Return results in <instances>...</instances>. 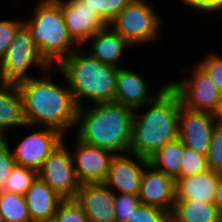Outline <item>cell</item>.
Masks as SVG:
<instances>
[{"instance_id":"6da1fadb","label":"cell","mask_w":222,"mask_h":222,"mask_svg":"<svg viewBox=\"0 0 222 222\" xmlns=\"http://www.w3.org/2000/svg\"><path fill=\"white\" fill-rule=\"evenodd\" d=\"M55 72L62 75L64 85L54 82ZM42 74L17 83L26 123L33 127L53 128L66 136L68 131L74 132L79 107L58 67H50Z\"/></svg>"},{"instance_id":"7a4b0ae2","label":"cell","mask_w":222,"mask_h":222,"mask_svg":"<svg viewBox=\"0 0 222 222\" xmlns=\"http://www.w3.org/2000/svg\"><path fill=\"white\" fill-rule=\"evenodd\" d=\"M180 109L179 95L169 85L153 101L135 109L129 152L149 159L176 140Z\"/></svg>"},{"instance_id":"3957f363","label":"cell","mask_w":222,"mask_h":222,"mask_svg":"<svg viewBox=\"0 0 222 222\" xmlns=\"http://www.w3.org/2000/svg\"><path fill=\"white\" fill-rule=\"evenodd\" d=\"M134 112V109L116 102L79 107L75 136L114 154H127L132 141Z\"/></svg>"},{"instance_id":"277c9868","label":"cell","mask_w":222,"mask_h":222,"mask_svg":"<svg viewBox=\"0 0 222 222\" xmlns=\"http://www.w3.org/2000/svg\"><path fill=\"white\" fill-rule=\"evenodd\" d=\"M58 68L78 107L114 102L118 68L102 63L83 46L73 51Z\"/></svg>"},{"instance_id":"5b68a950","label":"cell","mask_w":222,"mask_h":222,"mask_svg":"<svg viewBox=\"0 0 222 222\" xmlns=\"http://www.w3.org/2000/svg\"><path fill=\"white\" fill-rule=\"evenodd\" d=\"M33 13L24 19L44 60L58 67L79 45L69 35L61 0H37Z\"/></svg>"},{"instance_id":"8992f818","label":"cell","mask_w":222,"mask_h":222,"mask_svg":"<svg viewBox=\"0 0 222 222\" xmlns=\"http://www.w3.org/2000/svg\"><path fill=\"white\" fill-rule=\"evenodd\" d=\"M149 2L133 0L109 24L133 47L161 41L165 19Z\"/></svg>"},{"instance_id":"52a82bcc","label":"cell","mask_w":222,"mask_h":222,"mask_svg":"<svg viewBox=\"0 0 222 222\" xmlns=\"http://www.w3.org/2000/svg\"><path fill=\"white\" fill-rule=\"evenodd\" d=\"M191 66L181 67V72L185 69L184 76L186 73L188 75L187 71H190V75L181 80L170 79L169 86L179 95L181 104L185 108L219 115L222 110V93L210 75L197 63Z\"/></svg>"},{"instance_id":"ba28073f","label":"cell","mask_w":222,"mask_h":222,"mask_svg":"<svg viewBox=\"0 0 222 222\" xmlns=\"http://www.w3.org/2000/svg\"><path fill=\"white\" fill-rule=\"evenodd\" d=\"M35 66L41 74L51 67L40 54L30 31L23 25L1 59L5 83L17 84L34 77L29 71Z\"/></svg>"},{"instance_id":"9c48e42d","label":"cell","mask_w":222,"mask_h":222,"mask_svg":"<svg viewBox=\"0 0 222 222\" xmlns=\"http://www.w3.org/2000/svg\"><path fill=\"white\" fill-rule=\"evenodd\" d=\"M30 134H25V138L19 140L11 151L14 161L18 165L39 171L43 162L53 153V151L65 140V135L60 131L48 127H33ZM34 128V130H33Z\"/></svg>"},{"instance_id":"30bf717a","label":"cell","mask_w":222,"mask_h":222,"mask_svg":"<svg viewBox=\"0 0 222 222\" xmlns=\"http://www.w3.org/2000/svg\"><path fill=\"white\" fill-rule=\"evenodd\" d=\"M63 141L43 162L38 177L63 199H74L79 189L73 157Z\"/></svg>"},{"instance_id":"8fae6325","label":"cell","mask_w":222,"mask_h":222,"mask_svg":"<svg viewBox=\"0 0 222 222\" xmlns=\"http://www.w3.org/2000/svg\"><path fill=\"white\" fill-rule=\"evenodd\" d=\"M73 138L74 142L70 151L79 184L104 183L115 154L80 141L76 136Z\"/></svg>"},{"instance_id":"7c38bea8","label":"cell","mask_w":222,"mask_h":222,"mask_svg":"<svg viewBox=\"0 0 222 222\" xmlns=\"http://www.w3.org/2000/svg\"><path fill=\"white\" fill-rule=\"evenodd\" d=\"M219 122L218 115L185 108L181 104L178 138L184 146L197 153L208 155L213 130Z\"/></svg>"},{"instance_id":"4fadbf2b","label":"cell","mask_w":222,"mask_h":222,"mask_svg":"<svg viewBox=\"0 0 222 222\" xmlns=\"http://www.w3.org/2000/svg\"><path fill=\"white\" fill-rule=\"evenodd\" d=\"M150 83L130 67L118 68L114 102L135 110L153 101L169 85L167 80L159 89L152 91Z\"/></svg>"},{"instance_id":"5bb4252c","label":"cell","mask_w":222,"mask_h":222,"mask_svg":"<svg viewBox=\"0 0 222 222\" xmlns=\"http://www.w3.org/2000/svg\"><path fill=\"white\" fill-rule=\"evenodd\" d=\"M148 159L136 154H115L105 184L114 193L138 194Z\"/></svg>"},{"instance_id":"9a60e30c","label":"cell","mask_w":222,"mask_h":222,"mask_svg":"<svg viewBox=\"0 0 222 222\" xmlns=\"http://www.w3.org/2000/svg\"><path fill=\"white\" fill-rule=\"evenodd\" d=\"M61 9L69 35L79 46L107 26L86 0H61Z\"/></svg>"},{"instance_id":"2e32d148","label":"cell","mask_w":222,"mask_h":222,"mask_svg":"<svg viewBox=\"0 0 222 222\" xmlns=\"http://www.w3.org/2000/svg\"><path fill=\"white\" fill-rule=\"evenodd\" d=\"M74 199L90 222H116L114 192L105 183L80 185Z\"/></svg>"},{"instance_id":"e0dca14e","label":"cell","mask_w":222,"mask_h":222,"mask_svg":"<svg viewBox=\"0 0 222 222\" xmlns=\"http://www.w3.org/2000/svg\"><path fill=\"white\" fill-rule=\"evenodd\" d=\"M138 196L141 203L172 213L175 206V181L148 164L141 179Z\"/></svg>"},{"instance_id":"ac0fdd59","label":"cell","mask_w":222,"mask_h":222,"mask_svg":"<svg viewBox=\"0 0 222 222\" xmlns=\"http://www.w3.org/2000/svg\"><path fill=\"white\" fill-rule=\"evenodd\" d=\"M90 47L88 49V47ZM85 50L104 64L123 67L122 56L134 48L110 25L94 34L84 45ZM87 47V48H86ZM131 48V49H130Z\"/></svg>"},{"instance_id":"d6986e66","label":"cell","mask_w":222,"mask_h":222,"mask_svg":"<svg viewBox=\"0 0 222 222\" xmlns=\"http://www.w3.org/2000/svg\"><path fill=\"white\" fill-rule=\"evenodd\" d=\"M24 196L31 222H53L58 206L64 200L39 177Z\"/></svg>"},{"instance_id":"ffe728a7","label":"cell","mask_w":222,"mask_h":222,"mask_svg":"<svg viewBox=\"0 0 222 222\" xmlns=\"http://www.w3.org/2000/svg\"><path fill=\"white\" fill-rule=\"evenodd\" d=\"M220 174L210 170L175 181V200L214 203Z\"/></svg>"},{"instance_id":"44dd1931","label":"cell","mask_w":222,"mask_h":222,"mask_svg":"<svg viewBox=\"0 0 222 222\" xmlns=\"http://www.w3.org/2000/svg\"><path fill=\"white\" fill-rule=\"evenodd\" d=\"M27 125L23 100L17 84L5 83L0 86V139L8 136L11 128ZM9 130V131H8Z\"/></svg>"},{"instance_id":"7402d4cb","label":"cell","mask_w":222,"mask_h":222,"mask_svg":"<svg viewBox=\"0 0 222 222\" xmlns=\"http://www.w3.org/2000/svg\"><path fill=\"white\" fill-rule=\"evenodd\" d=\"M171 222H222V214L215 203L175 200Z\"/></svg>"},{"instance_id":"603a6c76","label":"cell","mask_w":222,"mask_h":222,"mask_svg":"<svg viewBox=\"0 0 222 222\" xmlns=\"http://www.w3.org/2000/svg\"><path fill=\"white\" fill-rule=\"evenodd\" d=\"M183 152L184 144L181 139L177 138L160 148L148 161L154 169L176 181L180 178Z\"/></svg>"},{"instance_id":"cb8c5ba5","label":"cell","mask_w":222,"mask_h":222,"mask_svg":"<svg viewBox=\"0 0 222 222\" xmlns=\"http://www.w3.org/2000/svg\"><path fill=\"white\" fill-rule=\"evenodd\" d=\"M0 212L5 222H31L24 195L0 191Z\"/></svg>"},{"instance_id":"d4e9b609","label":"cell","mask_w":222,"mask_h":222,"mask_svg":"<svg viewBox=\"0 0 222 222\" xmlns=\"http://www.w3.org/2000/svg\"><path fill=\"white\" fill-rule=\"evenodd\" d=\"M37 177V171L15 164L9 176L5 179L2 190L25 195Z\"/></svg>"},{"instance_id":"484cf974","label":"cell","mask_w":222,"mask_h":222,"mask_svg":"<svg viewBox=\"0 0 222 222\" xmlns=\"http://www.w3.org/2000/svg\"><path fill=\"white\" fill-rule=\"evenodd\" d=\"M210 170L208 157L184 146L180 177H189Z\"/></svg>"},{"instance_id":"4316f807","label":"cell","mask_w":222,"mask_h":222,"mask_svg":"<svg viewBox=\"0 0 222 222\" xmlns=\"http://www.w3.org/2000/svg\"><path fill=\"white\" fill-rule=\"evenodd\" d=\"M93 9H96L101 19L109 25L114 18L133 0H86Z\"/></svg>"},{"instance_id":"83f0119b","label":"cell","mask_w":222,"mask_h":222,"mask_svg":"<svg viewBox=\"0 0 222 222\" xmlns=\"http://www.w3.org/2000/svg\"><path fill=\"white\" fill-rule=\"evenodd\" d=\"M140 203L138 194L114 193V215L116 222H126Z\"/></svg>"},{"instance_id":"f1b7e54d","label":"cell","mask_w":222,"mask_h":222,"mask_svg":"<svg viewBox=\"0 0 222 222\" xmlns=\"http://www.w3.org/2000/svg\"><path fill=\"white\" fill-rule=\"evenodd\" d=\"M53 222H90L75 199H64L58 206Z\"/></svg>"},{"instance_id":"f546056e","label":"cell","mask_w":222,"mask_h":222,"mask_svg":"<svg viewBox=\"0 0 222 222\" xmlns=\"http://www.w3.org/2000/svg\"><path fill=\"white\" fill-rule=\"evenodd\" d=\"M126 222H171V213L162 208L140 203Z\"/></svg>"},{"instance_id":"4dcf8cb0","label":"cell","mask_w":222,"mask_h":222,"mask_svg":"<svg viewBox=\"0 0 222 222\" xmlns=\"http://www.w3.org/2000/svg\"><path fill=\"white\" fill-rule=\"evenodd\" d=\"M206 52L204 57L197 61V64L210 75L213 82L218 87L219 91L222 93V54Z\"/></svg>"},{"instance_id":"1f68e13d","label":"cell","mask_w":222,"mask_h":222,"mask_svg":"<svg viewBox=\"0 0 222 222\" xmlns=\"http://www.w3.org/2000/svg\"><path fill=\"white\" fill-rule=\"evenodd\" d=\"M209 167L212 171L222 174V122H218L213 130L208 152Z\"/></svg>"},{"instance_id":"d6a6232c","label":"cell","mask_w":222,"mask_h":222,"mask_svg":"<svg viewBox=\"0 0 222 222\" xmlns=\"http://www.w3.org/2000/svg\"><path fill=\"white\" fill-rule=\"evenodd\" d=\"M24 25L23 19H0V60L3 58L15 38L18 30Z\"/></svg>"},{"instance_id":"836d02e7","label":"cell","mask_w":222,"mask_h":222,"mask_svg":"<svg viewBox=\"0 0 222 222\" xmlns=\"http://www.w3.org/2000/svg\"><path fill=\"white\" fill-rule=\"evenodd\" d=\"M8 140V137L0 139V191L3 189L5 179L16 164Z\"/></svg>"},{"instance_id":"e575fe53","label":"cell","mask_w":222,"mask_h":222,"mask_svg":"<svg viewBox=\"0 0 222 222\" xmlns=\"http://www.w3.org/2000/svg\"><path fill=\"white\" fill-rule=\"evenodd\" d=\"M180 4H184L183 8L186 6L187 10H193L195 13L205 14L209 13L213 15L216 14L218 8L222 5V0H179Z\"/></svg>"},{"instance_id":"d590c367","label":"cell","mask_w":222,"mask_h":222,"mask_svg":"<svg viewBox=\"0 0 222 222\" xmlns=\"http://www.w3.org/2000/svg\"><path fill=\"white\" fill-rule=\"evenodd\" d=\"M214 203L222 214V174H220L219 183L215 193Z\"/></svg>"},{"instance_id":"8d00e7d4","label":"cell","mask_w":222,"mask_h":222,"mask_svg":"<svg viewBox=\"0 0 222 222\" xmlns=\"http://www.w3.org/2000/svg\"><path fill=\"white\" fill-rule=\"evenodd\" d=\"M3 84H5V80L3 77L2 68H1V60H0V86Z\"/></svg>"},{"instance_id":"74e56055","label":"cell","mask_w":222,"mask_h":222,"mask_svg":"<svg viewBox=\"0 0 222 222\" xmlns=\"http://www.w3.org/2000/svg\"><path fill=\"white\" fill-rule=\"evenodd\" d=\"M219 12V13H218ZM217 14L222 15L220 13H222V5L218 8V10L216 11Z\"/></svg>"},{"instance_id":"f35d334b","label":"cell","mask_w":222,"mask_h":222,"mask_svg":"<svg viewBox=\"0 0 222 222\" xmlns=\"http://www.w3.org/2000/svg\"><path fill=\"white\" fill-rule=\"evenodd\" d=\"M219 121L222 122V110L220 112V114L218 115Z\"/></svg>"},{"instance_id":"ab89813d","label":"cell","mask_w":222,"mask_h":222,"mask_svg":"<svg viewBox=\"0 0 222 222\" xmlns=\"http://www.w3.org/2000/svg\"><path fill=\"white\" fill-rule=\"evenodd\" d=\"M0 222H5L1 212H0Z\"/></svg>"}]
</instances>
